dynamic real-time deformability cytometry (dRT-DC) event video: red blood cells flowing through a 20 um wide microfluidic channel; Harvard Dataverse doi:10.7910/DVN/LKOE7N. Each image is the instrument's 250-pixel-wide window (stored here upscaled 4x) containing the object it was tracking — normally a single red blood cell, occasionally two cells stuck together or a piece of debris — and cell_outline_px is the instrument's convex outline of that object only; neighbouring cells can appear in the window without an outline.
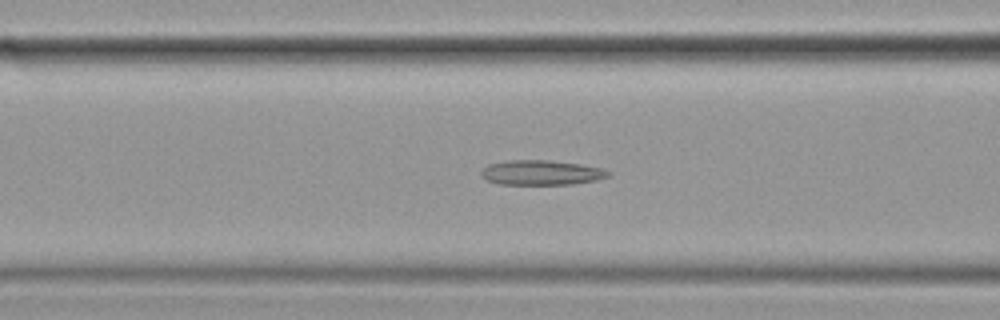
{"species": "common noctule bat (a hibernating species)", "species_latin": "Nyctalus noctula", "temperature_condition": "cold", "stored_images_in_passage": 58, "camera_frame_rate_fps": 3000, "um_per_image_px": 0.085, "animal": {"sex": "female", "body_mass_g": 19.9}, "frame": {"image": 1, "passage_image": 22, "time_ms": 7.0, "image_size_px": [1000, 320], "cell_outline_px": [[612, 172], [608, 176], [596, 180], [572, 184], [500, 184], [488, 180], [480, 172], [488, 164], [508, 160], [548, 160], [580, 164], [600, 168]], "centroid_in_image_um": [46.02, 14.66], "position_along_channel_um": 120.6, "area_um2": 18.15}}
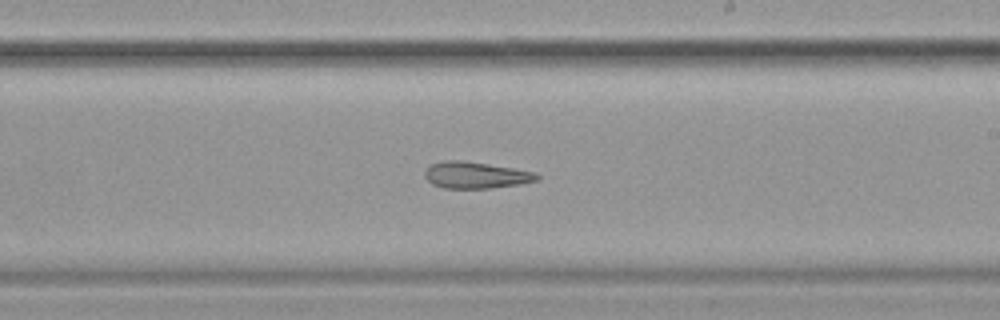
{"frame": {"image": 2, "passage_image": 33, "time_ms": 10.667, "image_size_px": [1000, 320], "cell_outline_px": [[540, 176], [536, 180], [520, 184], [488, 188], [444, 188], [432, 184], [424, 176], [424, 172], [428, 164], [444, 160], [464, 160], [512, 168], [532, 172]], "centroid_in_image_um": [40.35, 14.87], "position_along_channel_um": 248.6, "area_um2": 17.28}}
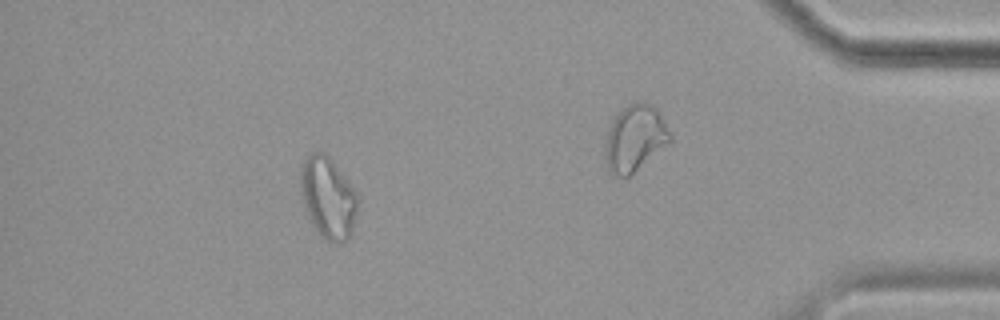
{"frame": {"image": 3, "passage_image": 51, "time_ms": 16.667, "image_size_px": [1000, 320], "cell_outline_px": [[360, 200], [352, 232], [340, 244], [336, 244], [324, 240], [316, 232], [308, 216], [300, 192], [300, 172], [304, 160], [312, 152], [324, 152], [328, 156], [356, 192]], "centroid_in_image_um": [27.88, 16.85], "position_along_channel_um": 407.3, "area_um2": 27.22}, "authors_computed_cell_mechanics": {"area_um2": 20.9236, "velocity_mm_per_s": 3.5003, "shape_relaxation_time_tau1_ms": null, "shape_relaxation_time_tau2_ms": 6.3823, "deformation_change_tau1": null, "deformation_change_tau2": 0.1654}}